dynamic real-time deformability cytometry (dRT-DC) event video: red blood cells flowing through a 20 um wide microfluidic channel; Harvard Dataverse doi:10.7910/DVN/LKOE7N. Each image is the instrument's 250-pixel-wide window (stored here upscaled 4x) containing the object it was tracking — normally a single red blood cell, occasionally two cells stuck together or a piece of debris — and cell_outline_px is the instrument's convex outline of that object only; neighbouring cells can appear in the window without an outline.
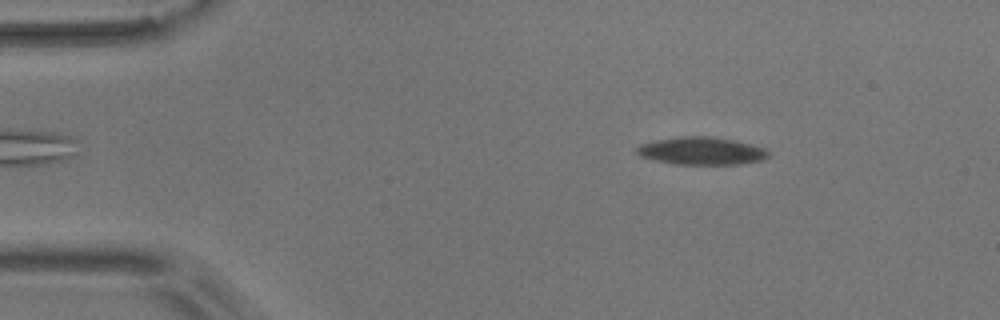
{"species": "common noctule bat (a hibernating species)", "species_latin": "Nyctalus noctula", "temperature_condition": "room temperature", "stored_images_in_passage": 6, "camera_frame_rate_fps": 3000, "um_per_image_px": 0.085, "animal": {"sex": "male", "body_mass_g": 17.9}, "frame": {"image": 1, "passage_image": 2, "time_ms": 1.333, "image_size_px": [1000, 320], "cell_outline_px": [[768, 156], [764, 160], [740, 164], [676, 164], [656, 160], [640, 156], [636, 152], [636, 148], [640, 144], [656, 140], [680, 136], [708, 136], [736, 140], [768, 148]], "centroid_in_image_um": [59.67, 12.82], "position_along_channel_um": 25.3, "area_um2": 21.33}}
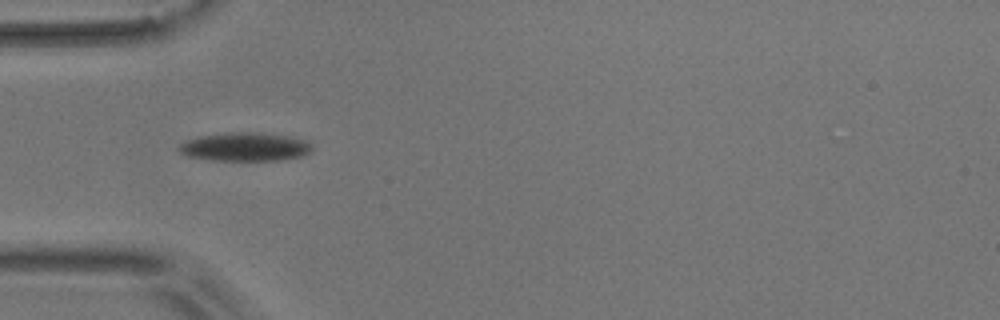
{"frame": {"image": 2, "passage_image": 5, "time_ms": 4.667, "image_size_px": [1000, 320], "cell_outline_px": [[312, 152], [304, 156], [280, 160], [212, 160], [188, 156], [180, 152], [176, 148], [180, 144], [188, 140], [200, 136], [228, 132], [260, 132], [288, 136], [304, 140], [312, 144]], "centroid_in_image_um": [20.86, 12.48], "position_along_channel_um": 64.1, "area_um2": 22.25}}
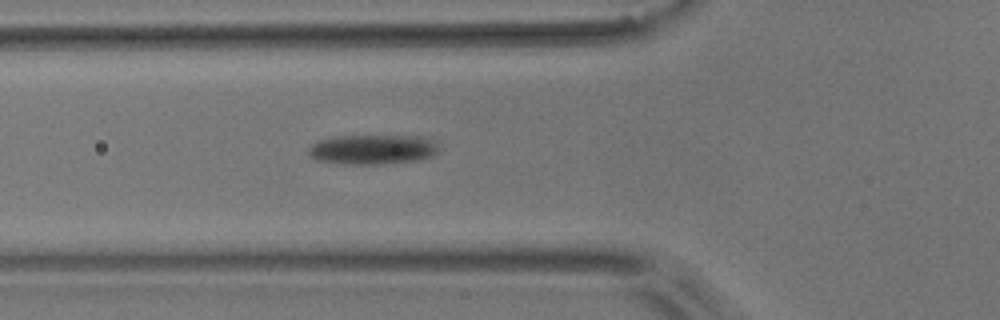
{"frame": {"image": 3, "passage_image": 6, "time_ms": 5.667, "image_size_px": [1000, 320], "cell_outline_px": [[440, 148], [432, 156], [420, 160], [384, 164], [344, 164], [316, 160], [308, 156], [308, 148], [316, 140], [336, 136], [420, 136], [440, 140]], "centroid_in_image_um": [31.72, 12.7], "position_along_channel_um": 94.1, "area_um2": 23.18}}